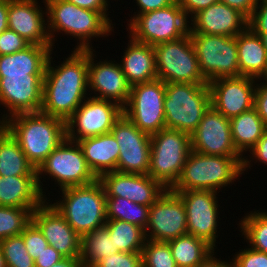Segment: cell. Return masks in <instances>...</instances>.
Here are the masks:
<instances>
[{"instance_id": "cell-48", "label": "cell", "mask_w": 267, "mask_h": 267, "mask_svg": "<svg viewBox=\"0 0 267 267\" xmlns=\"http://www.w3.org/2000/svg\"><path fill=\"white\" fill-rule=\"evenodd\" d=\"M136 1L137 11L133 13V17L128 20L130 23L138 14H143L149 11L158 10L168 5L175 3L177 0H134ZM139 8V10H138ZM137 13V14H136Z\"/></svg>"}, {"instance_id": "cell-36", "label": "cell", "mask_w": 267, "mask_h": 267, "mask_svg": "<svg viewBox=\"0 0 267 267\" xmlns=\"http://www.w3.org/2000/svg\"><path fill=\"white\" fill-rule=\"evenodd\" d=\"M240 232L249 247L267 253V211L246 213L239 221Z\"/></svg>"}, {"instance_id": "cell-8", "label": "cell", "mask_w": 267, "mask_h": 267, "mask_svg": "<svg viewBox=\"0 0 267 267\" xmlns=\"http://www.w3.org/2000/svg\"><path fill=\"white\" fill-rule=\"evenodd\" d=\"M36 171L38 186L46 200L48 198L44 188L47 187H43L42 178L45 181L47 177H49L48 179L51 177L59 190L88 185L98 179L88 167L78 142L67 138L53 150Z\"/></svg>"}, {"instance_id": "cell-18", "label": "cell", "mask_w": 267, "mask_h": 267, "mask_svg": "<svg viewBox=\"0 0 267 267\" xmlns=\"http://www.w3.org/2000/svg\"><path fill=\"white\" fill-rule=\"evenodd\" d=\"M94 52L95 49L88 50V92L92 90L90 94H94L93 98L112 101L124 108L129 100L131 85L119 62L111 59L97 62Z\"/></svg>"}, {"instance_id": "cell-32", "label": "cell", "mask_w": 267, "mask_h": 267, "mask_svg": "<svg viewBox=\"0 0 267 267\" xmlns=\"http://www.w3.org/2000/svg\"><path fill=\"white\" fill-rule=\"evenodd\" d=\"M167 243L177 267H196L215 251L204 240L188 233Z\"/></svg>"}, {"instance_id": "cell-1", "label": "cell", "mask_w": 267, "mask_h": 267, "mask_svg": "<svg viewBox=\"0 0 267 267\" xmlns=\"http://www.w3.org/2000/svg\"><path fill=\"white\" fill-rule=\"evenodd\" d=\"M53 52L45 68L41 112L66 122L90 95L87 92L88 50H73L56 66L52 60Z\"/></svg>"}, {"instance_id": "cell-26", "label": "cell", "mask_w": 267, "mask_h": 267, "mask_svg": "<svg viewBox=\"0 0 267 267\" xmlns=\"http://www.w3.org/2000/svg\"><path fill=\"white\" fill-rule=\"evenodd\" d=\"M45 200L37 176H0V206L29 208L34 211Z\"/></svg>"}, {"instance_id": "cell-38", "label": "cell", "mask_w": 267, "mask_h": 267, "mask_svg": "<svg viewBox=\"0 0 267 267\" xmlns=\"http://www.w3.org/2000/svg\"><path fill=\"white\" fill-rule=\"evenodd\" d=\"M7 267H35L28 254L22 235L11 236L0 241Z\"/></svg>"}, {"instance_id": "cell-12", "label": "cell", "mask_w": 267, "mask_h": 267, "mask_svg": "<svg viewBox=\"0 0 267 267\" xmlns=\"http://www.w3.org/2000/svg\"><path fill=\"white\" fill-rule=\"evenodd\" d=\"M165 83L156 79L131 86L123 114L141 131L152 135L165 128Z\"/></svg>"}, {"instance_id": "cell-15", "label": "cell", "mask_w": 267, "mask_h": 267, "mask_svg": "<svg viewBox=\"0 0 267 267\" xmlns=\"http://www.w3.org/2000/svg\"><path fill=\"white\" fill-rule=\"evenodd\" d=\"M110 133L120 148L116 171L148 174L151 135L139 130L124 114L115 121Z\"/></svg>"}, {"instance_id": "cell-17", "label": "cell", "mask_w": 267, "mask_h": 267, "mask_svg": "<svg viewBox=\"0 0 267 267\" xmlns=\"http://www.w3.org/2000/svg\"><path fill=\"white\" fill-rule=\"evenodd\" d=\"M43 80L44 75L0 77V107L7 109L0 118V124L16 114L41 111Z\"/></svg>"}, {"instance_id": "cell-47", "label": "cell", "mask_w": 267, "mask_h": 267, "mask_svg": "<svg viewBox=\"0 0 267 267\" xmlns=\"http://www.w3.org/2000/svg\"><path fill=\"white\" fill-rule=\"evenodd\" d=\"M181 8L183 9L186 17L191 19L199 11L208 8L220 0H178Z\"/></svg>"}, {"instance_id": "cell-16", "label": "cell", "mask_w": 267, "mask_h": 267, "mask_svg": "<svg viewBox=\"0 0 267 267\" xmlns=\"http://www.w3.org/2000/svg\"><path fill=\"white\" fill-rule=\"evenodd\" d=\"M144 232L146 240L166 243L187 234L185 205L175 192L167 189L150 205Z\"/></svg>"}, {"instance_id": "cell-21", "label": "cell", "mask_w": 267, "mask_h": 267, "mask_svg": "<svg viewBox=\"0 0 267 267\" xmlns=\"http://www.w3.org/2000/svg\"><path fill=\"white\" fill-rule=\"evenodd\" d=\"M50 202L45 200L33 211L32 222L40 229L48 245L64 258H80L81 237Z\"/></svg>"}, {"instance_id": "cell-54", "label": "cell", "mask_w": 267, "mask_h": 267, "mask_svg": "<svg viewBox=\"0 0 267 267\" xmlns=\"http://www.w3.org/2000/svg\"><path fill=\"white\" fill-rule=\"evenodd\" d=\"M51 267H83L80 258H63Z\"/></svg>"}, {"instance_id": "cell-7", "label": "cell", "mask_w": 267, "mask_h": 267, "mask_svg": "<svg viewBox=\"0 0 267 267\" xmlns=\"http://www.w3.org/2000/svg\"><path fill=\"white\" fill-rule=\"evenodd\" d=\"M191 151V135L186 132L164 128L152 134L148 175L171 189Z\"/></svg>"}, {"instance_id": "cell-33", "label": "cell", "mask_w": 267, "mask_h": 267, "mask_svg": "<svg viewBox=\"0 0 267 267\" xmlns=\"http://www.w3.org/2000/svg\"><path fill=\"white\" fill-rule=\"evenodd\" d=\"M119 252L114 249L113 237L103 226L81 237V263L83 267H94L107 256Z\"/></svg>"}, {"instance_id": "cell-55", "label": "cell", "mask_w": 267, "mask_h": 267, "mask_svg": "<svg viewBox=\"0 0 267 267\" xmlns=\"http://www.w3.org/2000/svg\"><path fill=\"white\" fill-rule=\"evenodd\" d=\"M256 35L262 39L263 45L267 51V29H251Z\"/></svg>"}, {"instance_id": "cell-22", "label": "cell", "mask_w": 267, "mask_h": 267, "mask_svg": "<svg viewBox=\"0 0 267 267\" xmlns=\"http://www.w3.org/2000/svg\"><path fill=\"white\" fill-rule=\"evenodd\" d=\"M98 180L103 185L106 197L126 198L145 206L155 203L167 190L148 174L112 171L102 174Z\"/></svg>"}, {"instance_id": "cell-35", "label": "cell", "mask_w": 267, "mask_h": 267, "mask_svg": "<svg viewBox=\"0 0 267 267\" xmlns=\"http://www.w3.org/2000/svg\"><path fill=\"white\" fill-rule=\"evenodd\" d=\"M150 206L132 202L121 197H106L107 220H121L133 223L145 230Z\"/></svg>"}, {"instance_id": "cell-2", "label": "cell", "mask_w": 267, "mask_h": 267, "mask_svg": "<svg viewBox=\"0 0 267 267\" xmlns=\"http://www.w3.org/2000/svg\"><path fill=\"white\" fill-rule=\"evenodd\" d=\"M46 7L47 29L53 47L55 36L64 33L77 39L75 50H94L93 38L112 35L114 27L108 12H98L76 6L67 0H42ZM59 32V33H58ZM58 33V34H56ZM56 34V35H55ZM91 45V46H90Z\"/></svg>"}, {"instance_id": "cell-20", "label": "cell", "mask_w": 267, "mask_h": 267, "mask_svg": "<svg viewBox=\"0 0 267 267\" xmlns=\"http://www.w3.org/2000/svg\"><path fill=\"white\" fill-rule=\"evenodd\" d=\"M255 79L248 76L219 78L208 83L211 106L231 119L254 107Z\"/></svg>"}, {"instance_id": "cell-37", "label": "cell", "mask_w": 267, "mask_h": 267, "mask_svg": "<svg viewBox=\"0 0 267 267\" xmlns=\"http://www.w3.org/2000/svg\"><path fill=\"white\" fill-rule=\"evenodd\" d=\"M32 213L29 208L0 206V241L21 235L32 222Z\"/></svg>"}, {"instance_id": "cell-34", "label": "cell", "mask_w": 267, "mask_h": 267, "mask_svg": "<svg viewBox=\"0 0 267 267\" xmlns=\"http://www.w3.org/2000/svg\"><path fill=\"white\" fill-rule=\"evenodd\" d=\"M104 226L113 237L114 249L121 252H142L146 241L143 228L121 220H107Z\"/></svg>"}, {"instance_id": "cell-9", "label": "cell", "mask_w": 267, "mask_h": 267, "mask_svg": "<svg viewBox=\"0 0 267 267\" xmlns=\"http://www.w3.org/2000/svg\"><path fill=\"white\" fill-rule=\"evenodd\" d=\"M127 24L134 40L151 46L180 39L190 30V22L178 0L164 8L138 14Z\"/></svg>"}, {"instance_id": "cell-11", "label": "cell", "mask_w": 267, "mask_h": 267, "mask_svg": "<svg viewBox=\"0 0 267 267\" xmlns=\"http://www.w3.org/2000/svg\"><path fill=\"white\" fill-rule=\"evenodd\" d=\"M200 71L207 82L239 77L237 36L189 33Z\"/></svg>"}, {"instance_id": "cell-49", "label": "cell", "mask_w": 267, "mask_h": 267, "mask_svg": "<svg viewBox=\"0 0 267 267\" xmlns=\"http://www.w3.org/2000/svg\"><path fill=\"white\" fill-rule=\"evenodd\" d=\"M64 257L52 246H47L35 260V267H51Z\"/></svg>"}, {"instance_id": "cell-14", "label": "cell", "mask_w": 267, "mask_h": 267, "mask_svg": "<svg viewBox=\"0 0 267 267\" xmlns=\"http://www.w3.org/2000/svg\"><path fill=\"white\" fill-rule=\"evenodd\" d=\"M183 201L186 209L187 233L204 240L216 250L218 239L219 200L216 191H172ZM220 219V220H219ZM218 231V232H217ZM217 234V235H216Z\"/></svg>"}, {"instance_id": "cell-27", "label": "cell", "mask_w": 267, "mask_h": 267, "mask_svg": "<svg viewBox=\"0 0 267 267\" xmlns=\"http://www.w3.org/2000/svg\"><path fill=\"white\" fill-rule=\"evenodd\" d=\"M77 142L83 151L88 167L97 178L104 173L116 171L120 148L111 133Z\"/></svg>"}, {"instance_id": "cell-31", "label": "cell", "mask_w": 267, "mask_h": 267, "mask_svg": "<svg viewBox=\"0 0 267 267\" xmlns=\"http://www.w3.org/2000/svg\"><path fill=\"white\" fill-rule=\"evenodd\" d=\"M232 140L236 150L245 157L267 130L256 109L242 112L230 119Z\"/></svg>"}, {"instance_id": "cell-6", "label": "cell", "mask_w": 267, "mask_h": 267, "mask_svg": "<svg viewBox=\"0 0 267 267\" xmlns=\"http://www.w3.org/2000/svg\"><path fill=\"white\" fill-rule=\"evenodd\" d=\"M211 106L208 84H165V128L191 135Z\"/></svg>"}, {"instance_id": "cell-45", "label": "cell", "mask_w": 267, "mask_h": 267, "mask_svg": "<svg viewBox=\"0 0 267 267\" xmlns=\"http://www.w3.org/2000/svg\"><path fill=\"white\" fill-rule=\"evenodd\" d=\"M259 80L260 84L256 83L254 94V108L267 127V78Z\"/></svg>"}, {"instance_id": "cell-29", "label": "cell", "mask_w": 267, "mask_h": 267, "mask_svg": "<svg viewBox=\"0 0 267 267\" xmlns=\"http://www.w3.org/2000/svg\"><path fill=\"white\" fill-rule=\"evenodd\" d=\"M240 76L267 78V51L262 39L249 27L237 35Z\"/></svg>"}, {"instance_id": "cell-3", "label": "cell", "mask_w": 267, "mask_h": 267, "mask_svg": "<svg viewBox=\"0 0 267 267\" xmlns=\"http://www.w3.org/2000/svg\"><path fill=\"white\" fill-rule=\"evenodd\" d=\"M2 125L17 140L36 170L66 139V122L41 111L16 114Z\"/></svg>"}, {"instance_id": "cell-30", "label": "cell", "mask_w": 267, "mask_h": 267, "mask_svg": "<svg viewBox=\"0 0 267 267\" xmlns=\"http://www.w3.org/2000/svg\"><path fill=\"white\" fill-rule=\"evenodd\" d=\"M0 176H37L17 140L0 124Z\"/></svg>"}, {"instance_id": "cell-41", "label": "cell", "mask_w": 267, "mask_h": 267, "mask_svg": "<svg viewBox=\"0 0 267 267\" xmlns=\"http://www.w3.org/2000/svg\"><path fill=\"white\" fill-rule=\"evenodd\" d=\"M94 267H143L141 252H116L99 261Z\"/></svg>"}, {"instance_id": "cell-28", "label": "cell", "mask_w": 267, "mask_h": 267, "mask_svg": "<svg viewBox=\"0 0 267 267\" xmlns=\"http://www.w3.org/2000/svg\"><path fill=\"white\" fill-rule=\"evenodd\" d=\"M53 46L30 44L24 50L0 55V77L7 75H44Z\"/></svg>"}, {"instance_id": "cell-52", "label": "cell", "mask_w": 267, "mask_h": 267, "mask_svg": "<svg viewBox=\"0 0 267 267\" xmlns=\"http://www.w3.org/2000/svg\"><path fill=\"white\" fill-rule=\"evenodd\" d=\"M214 253L216 254V252L213 251L203 262H201L196 267H231L230 259L229 262L228 260H221V258H216V255Z\"/></svg>"}, {"instance_id": "cell-5", "label": "cell", "mask_w": 267, "mask_h": 267, "mask_svg": "<svg viewBox=\"0 0 267 267\" xmlns=\"http://www.w3.org/2000/svg\"><path fill=\"white\" fill-rule=\"evenodd\" d=\"M62 197L51 204L82 237L106 224V194L101 182L61 190Z\"/></svg>"}, {"instance_id": "cell-24", "label": "cell", "mask_w": 267, "mask_h": 267, "mask_svg": "<svg viewBox=\"0 0 267 267\" xmlns=\"http://www.w3.org/2000/svg\"><path fill=\"white\" fill-rule=\"evenodd\" d=\"M189 33L236 37L248 27V19L238 10L218 2L189 19Z\"/></svg>"}, {"instance_id": "cell-4", "label": "cell", "mask_w": 267, "mask_h": 267, "mask_svg": "<svg viewBox=\"0 0 267 267\" xmlns=\"http://www.w3.org/2000/svg\"><path fill=\"white\" fill-rule=\"evenodd\" d=\"M243 160L244 157L213 156L191 151L178 181L170 190H210L219 193V190L240 180Z\"/></svg>"}, {"instance_id": "cell-25", "label": "cell", "mask_w": 267, "mask_h": 267, "mask_svg": "<svg viewBox=\"0 0 267 267\" xmlns=\"http://www.w3.org/2000/svg\"><path fill=\"white\" fill-rule=\"evenodd\" d=\"M119 62L128 83L133 86L157 79L154 47L134 40L130 35Z\"/></svg>"}, {"instance_id": "cell-51", "label": "cell", "mask_w": 267, "mask_h": 267, "mask_svg": "<svg viewBox=\"0 0 267 267\" xmlns=\"http://www.w3.org/2000/svg\"><path fill=\"white\" fill-rule=\"evenodd\" d=\"M78 7L98 12H107L111 6L109 0H67ZM109 8V9H108Z\"/></svg>"}, {"instance_id": "cell-43", "label": "cell", "mask_w": 267, "mask_h": 267, "mask_svg": "<svg viewBox=\"0 0 267 267\" xmlns=\"http://www.w3.org/2000/svg\"><path fill=\"white\" fill-rule=\"evenodd\" d=\"M29 45L27 40L10 29L0 34V55L13 54L24 50Z\"/></svg>"}, {"instance_id": "cell-23", "label": "cell", "mask_w": 267, "mask_h": 267, "mask_svg": "<svg viewBox=\"0 0 267 267\" xmlns=\"http://www.w3.org/2000/svg\"><path fill=\"white\" fill-rule=\"evenodd\" d=\"M46 17V7L42 8L37 0H8V29L30 44L53 46Z\"/></svg>"}, {"instance_id": "cell-40", "label": "cell", "mask_w": 267, "mask_h": 267, "mask_svg": "<svg viewBox=\"0 0 267 267\" xmlns=\"http://www.w3.org/2000/svg\"><path fill=\"white\" fill-rule=\"evenodd\" d=\"M23 240L26 246L28 254L35 261L38 256L44 251L48 246L47 240L44 238V235L40 229L31 222L21 233Z\"/></svg>"}, {"instance_id": "cell-53", "label": "cell", "mask_w": 267, "mask_h": 267, "mask_svg": "<svg viewBox=\"0 0 267 267\" xmlns=\"http://www.w3.org/2000/svg\"><path fill=\"white\" fill-rule=\"evenodd\" d=\"M8 29V0H0V34Z\"/></svg>"}, {"instance_id": "cell-19", "label": "cell", "mask_w": 267, "mask_h": 267, "mask_svg": "<svg viewBox=\"0 0 267 267\" xmlns=\"http://www.w3.org/2000/svg\"><path fill=\"white\" fill-rule=\"evenodd\" d=\"M191 150L205 155L244 157L234 146L230 119L212 106L204 113L198 127L191 134Z\"/></svg>"}, {"instance_id": "cell-50", "label": "cell", "mask_w": 267, "mask_h": 267, "mask_svg": "<svg viewBox=\"0 0 267 267\" xmlns=\"http://www.w3.org/2000/svg\"><path fill=\"white\" fill-rule=\"evenodd\" d=\"M258 0H220V2L238 10L247 19L251 17Z\"/></svg>"}, {"instance_id": "cell-39", "label": "cell", "mask_w": 267, "mask_h": 267, "mask_svg": "<svg viewBox=\"0 0 267 267\" xmlns=\"http://www.w3.org/2000/svg\"><path fill=\"white\" fill-rule=\"evenodd\" d=\"M141 254L143 267H177L166 242L146 240Z\"/></svg>"}, {"instance_id": "cell-56", "label": "cell", "mask_w": 267, "mask_h": 267, "mask_svg": "<svg viewBox=\"0 0 267 267\" xmlns=\"http://www.w3.org/2000/svg\"><path fill=\"white\" fill-rule=\"evenodd\" d=\"M0 267H7L1 247H0Z\"/></svg>"}, {"instance_id": "cell-42", "label": "cell", "mask_w": 267, "mask_h": 267, "mask_svg": "<svg viewBox=\"0 0 267 267\" xmlns=\"http://www.w3.org/2000/svg\"><path fill=\"white\" fill-rule=\"evenodd\" d=\"M231 260V267H267V253L250 247L239 250Z\"/></svg>"}, {"instance_id": "cell-13", "label": "cell", "mask_w": 267, "mask_h": 267, "mask_svg": "<svg viewBox=\"0 0 267 267\" xmlns=\"http://www.w3.org/2000/svg\"><path fill=\"white\" fill-rule=\"evenodd\" d=\"M122 114L123 108L118 104L90 95L66 121V138L77 142L110 133Z\"/></svg>"}, {"instance_id": "cell-10", "label": "cell", "mask_w": 267, "mask_h": 267, "mask_svg": "<svg viewBox=\"0 0 267 267\" xmlns=\"http://www.w3.org/2000/svg\"><path fill=\"white\" fill-rule=\"evenodd\" d=\"M157 79L166 83L208 84L199 68L190 34L154 45Z\"/></svg>"}, {"instance_id": "cell-44", "label": "cell", "mask_w": 267, "mask_h": 267, "mask_svg": "<svg viewBox=\"0 0 267 267\" xmlns=\"http://www.w3.org/2000/svg\"><path fill=\"white\" fill-rule=\"evenodd\" d=\"M249 153L251 156L248 154L249 157L245 156L243 160V175L245 171L247 172L248 168L251 169L253 166L251 165V161L254 162L255 160L254 163L258 161V163L260 162L261 164L264 163V165H267V130L263 133L262 137L258 140L256 145L250 150Z\"/></svg>"}, {"instance_id": "cell-46", "label": "cell", "mask_w": 267, "mask_h": 267, "mask_svg": "<svg viewBox=\"0 0 267 267\" xmlns=\"http://www.w3.org/2000/svg\"><path fill=\"white\" fill-rule=\"evenodd\" d=\"M250 29H267V0H258L253 14L248 19Z\"/></svg>"}]
</instances>
